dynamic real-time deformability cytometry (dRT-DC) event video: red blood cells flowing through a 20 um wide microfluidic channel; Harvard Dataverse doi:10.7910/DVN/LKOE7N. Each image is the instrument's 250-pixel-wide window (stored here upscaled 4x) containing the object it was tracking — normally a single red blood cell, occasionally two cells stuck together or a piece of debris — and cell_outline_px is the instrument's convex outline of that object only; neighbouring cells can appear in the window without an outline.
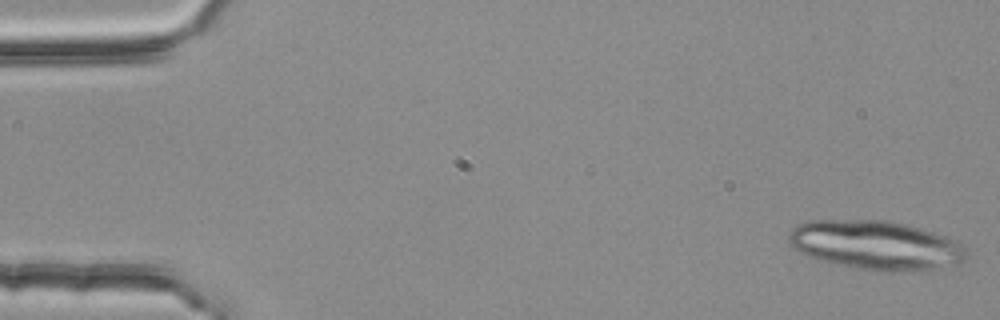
{"species": "common noctule bat (a hibernating species)", "species_latin": "Nyctalus noctula", "temperature_condition": "room temperature", "stored_images_in_passage": 14, "camera_frame_rate_fps": 3000, "um_per_image_px": 0.085, "animal": {"sex": "female", "body_mass_g": 25.1}, "frame": {"image": 1, "passage_image": 1, "time_ms": 0.0, "image_size_px": [1000, 320], "cell_outline_px": [[968, 256], [964, 260], [956, 264], [912, 272], [876, 272], [832, 264], [808, 256], [800, 252], [788, 244], [788, 232], [792, 228], [800, 224], [812, 220], [892, 220], [908, 224], [932, 232], [952, 240], [960, 244], [964, 248]], "centroid_in_image_um": [74.4, 20.85], "position_along_channel_um": 10.6, "area_um2": 51.21}}